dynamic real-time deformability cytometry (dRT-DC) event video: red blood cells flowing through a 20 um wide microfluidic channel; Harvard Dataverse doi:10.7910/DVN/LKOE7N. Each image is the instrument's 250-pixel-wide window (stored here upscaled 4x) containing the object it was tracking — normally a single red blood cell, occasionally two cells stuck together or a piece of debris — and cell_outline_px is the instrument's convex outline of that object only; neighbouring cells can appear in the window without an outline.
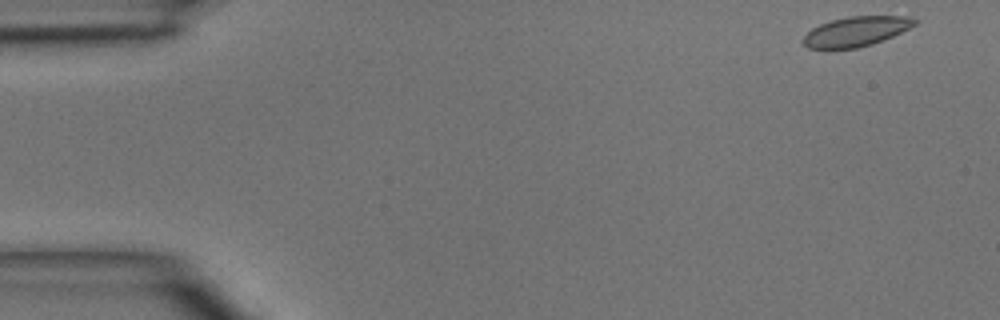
{"species": "common noctule bat (a hibernating species)", "species_latin": "Nyctalus noctula", "temperature_condition": "room temperature", "stored_images_in_passage": 6, "camera_frame_rate_fps": 3000, "um_per_image_px": 0.085, "animal": {"sex": "male", "body_mass_g": 15.6}, "frame": {"image": 1, "passage_image": 1, "time_ms": 0.0, "image_size_px": [1000, 320], "cell_outline_px": [[916, 24], [884, 40], [872, 44], [856, 48], [808, 48], [800, 40], [812, 28], [820, 24], [832, 20], [848, 16], [908, 16], [916, 20]], "centroid_in_image_um": [72.74, 2.67], "position_along_channel_um": 12.3, "area_um2": 19.13}}
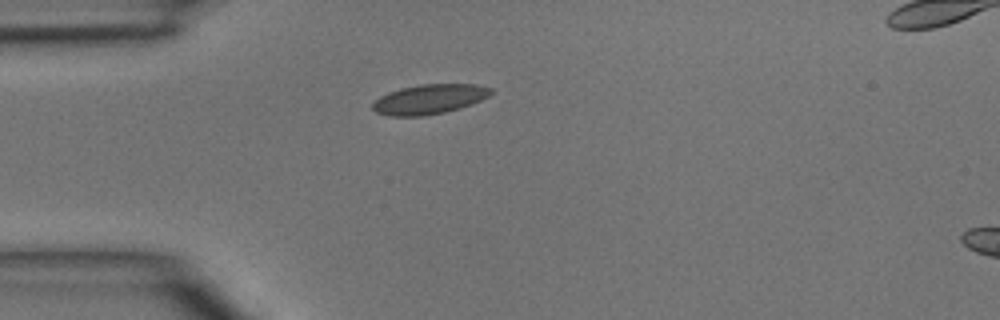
{"frame": {"image": 2, "passage_image": 4, "time_ms": 3.333, "image_size_px": [1000, 320], "cell_outline_px": [[492, 92], [488, 96], [472, 104], [460, 108], [444, 112], [424, 116], [392, 116], [376, 112], [372, 108], [372, 104], [380, 96], [388, 92], [400, 88], [420, 84], [476, 84], [492, 88]], "centroid_in_image_um": [36.49, 8.43], "position_along_channel_um": 48.5, "area_um2": 20.46}}